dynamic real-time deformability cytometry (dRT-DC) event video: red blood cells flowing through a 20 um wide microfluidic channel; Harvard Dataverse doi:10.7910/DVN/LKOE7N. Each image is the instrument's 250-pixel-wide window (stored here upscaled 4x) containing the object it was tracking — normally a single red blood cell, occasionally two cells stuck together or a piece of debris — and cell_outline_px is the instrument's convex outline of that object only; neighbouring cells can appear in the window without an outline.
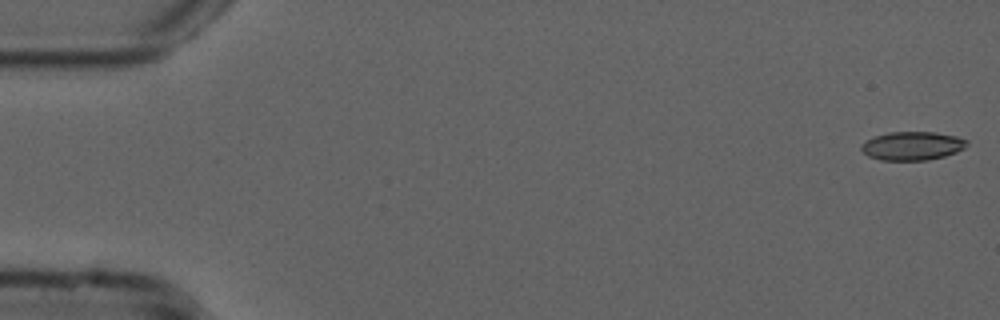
{"species": "common noctule bat (a hibernating species)", "species_latin": "Nyctalus noctula", "temperature_condition": "cold", "stored_images_in_passage": 54, "camera_frame_rate_fps": 3000, "um_per_image_px": 0.085, "animal": {"sex": "male", "forearm_length_mm": 52.5}, "frame": {"image": 1, "passage_image": 1, "time_ms": 0.0, "image_size_px": [1000, 320], "cell_outline_px": [[968, 144], [964, 148], [956, 152], [944, 156], [928, 160], [880, 160], [868, 156], [860, 148], [860, 144], [872, 136], [888, 132], [936, 132], [956, 136], [968, 140]], "centroid_in_image_um": [77.52, 12.39], "position_along_channel_um": 7.5, "area_um2": 17.74}}
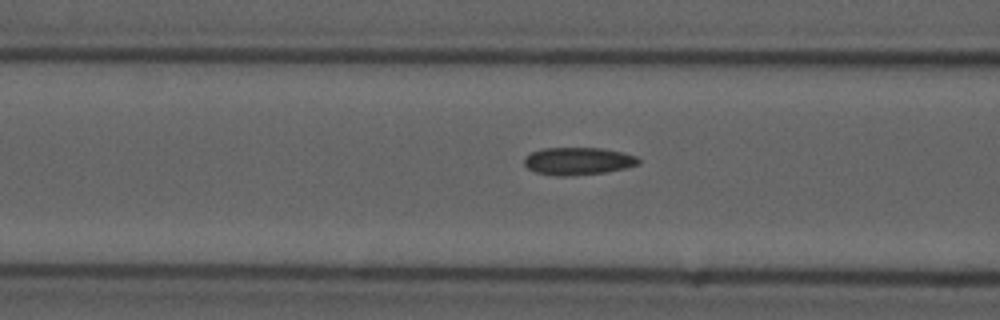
{"frame": {"image": 2, "passage_image": 21, "time_ms": 6.667, "image_size_px": [1000, 320], "cell_outline_px": [[640, 164], [628, 168], [604, 172], [564, 176], [556, 176], [536, 172], [528, 168], [524, 164], [524, 156], [532, 152], [544, 148], [600, 148], [624, 152], [636, 156], [640, 160]], "centroid_in_image_um": [49.15, 13.69], "position_along_channel_um": 117.4, "area_um2": 18.38}}
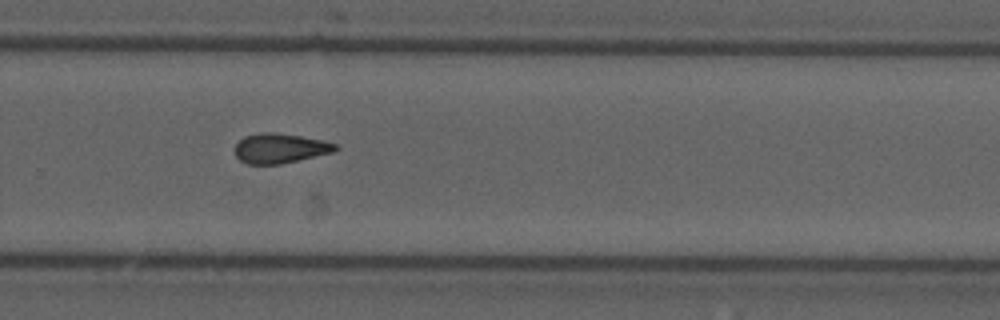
{"frame": {"image": 3, "passage_image": 36, "time_ms": 11.667, "image_size_px": [1000, 320], "cell_outline_px": [[340, 148], [336, 152], [280, 164], [248, 164], [240, 160], [236, 156], [236, 144], [244, 136], [260, 132], [272, 132], [300, 136], [324, 140], [336, 144]], "centroid_in_image_um": [23.85, 12.6], "position_along_channel_um": 306.0, "area_um2": 17.51}, "authors_computed_cell_mechanics": {"area_um2": 17.629, "velocity_mm_per_s": 3.7765, "shape_relaxation_time_tau1_ms": null, "shape_relaxation_time_tau2_ms": 6.2073, "deformation_change_tau1": null, "deformation_change_tau2": 0.1396}}